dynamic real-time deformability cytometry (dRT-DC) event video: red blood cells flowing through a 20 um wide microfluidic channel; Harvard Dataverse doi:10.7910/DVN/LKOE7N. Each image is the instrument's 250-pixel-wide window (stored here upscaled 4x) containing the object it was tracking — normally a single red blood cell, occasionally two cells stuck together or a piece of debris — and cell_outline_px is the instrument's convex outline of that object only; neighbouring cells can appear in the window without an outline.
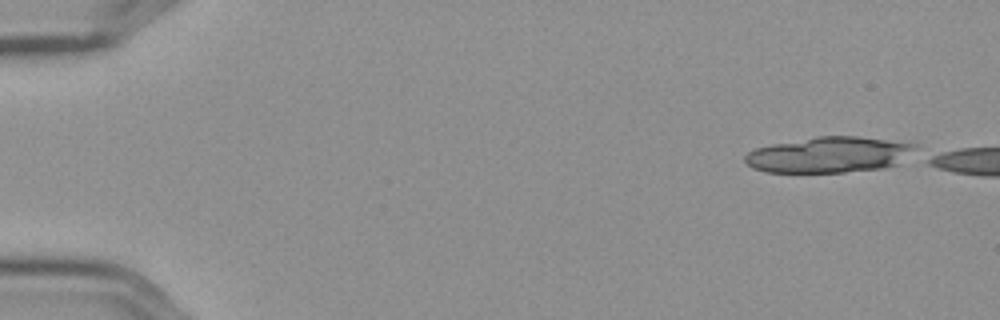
{"species": "Egyptian fruit bat (a non-hibernating species)", "species_latin": "Rousettus aegyptiacus", "temperature_condition": "cold", "stored_images_in_passage": 6, "camera_frame_rate_fps": 3000, "um_per_image_px": 0.085, "frame": {"image": 1, "passage_image": 1, "time_ms": 0.0, "image_size_px": [1000, 320], "cell_outline_px": [[916, 148], [896, 164], [884, 168], [844, 172], [764, 172], [752, 168], [744, 160], [744, 156], [748, 152], [756, 148], [772, 144], [816, 136], [856, 136], [912, 140], [916, 144]], "centroid_in_image_um": [70.53, 13.13], "position_along_channel_um": 14.5, "area_um2": 35.95}}